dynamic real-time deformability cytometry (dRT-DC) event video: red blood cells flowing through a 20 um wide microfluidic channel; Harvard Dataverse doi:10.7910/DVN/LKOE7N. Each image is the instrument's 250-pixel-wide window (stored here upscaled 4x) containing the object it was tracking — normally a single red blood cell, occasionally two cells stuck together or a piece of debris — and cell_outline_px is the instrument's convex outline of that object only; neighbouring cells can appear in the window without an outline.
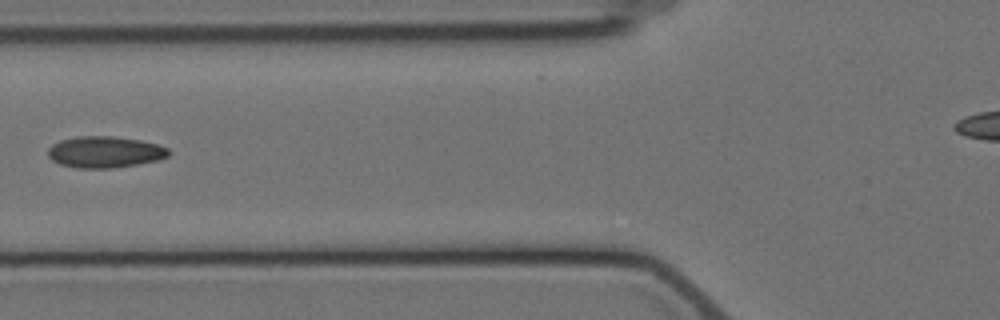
{"species": "Egyptian fruit bat (a non-hibernating species)", "species_latin": "Rousettus aegyptiacus", "temperature_condition": "cold", "stored_images_in_passage": 9, "segment_of_instrument_passage": [1, 2], "camera_frame_rate_fps": 3000, "um_per_image_px": 0.085, "animal": {"sex": "female"}, "frame": {"image": 1, "passage_image": 6, "time_ms": 6.0, "image_size_px": [1000, 320], "cell_outline_px": [[172, 152], [168, 156], [160, 160], [112, 168], [76, 168], [60, 164], [52, 160], [48, 156], [48, 148], [52, 144], [60, 140], [76, 136], [112, 136], [140, 140], [156, 144], [168, 148]], "centroid_in_image_um": [8.91, 12.92], "position_along_channel_um": 116.9, "area_um2": 22.2}}
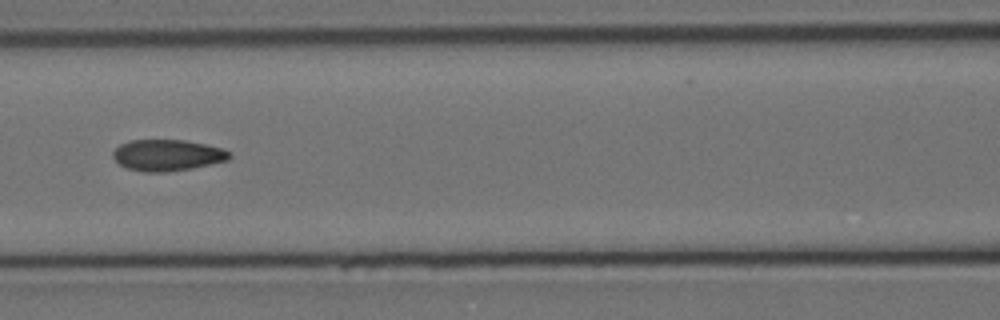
{"frame": {"image": 2, "passage_image": 7, "time_ms": 7.0, "image_size_px": [1000, 320], "cell_outline_px": [[232, 156], [228, 160], [192, 168], [168, 172], [144, 172], [128, 168], [120, 164], [112, 156], [112, 152], [120, 144], [128, 140], [184, 140], [224, 148]], "centroid_in_image_um": [14.22, 13.19], "position_along_channel_um": 152.4, "area_um2": 21.21}}
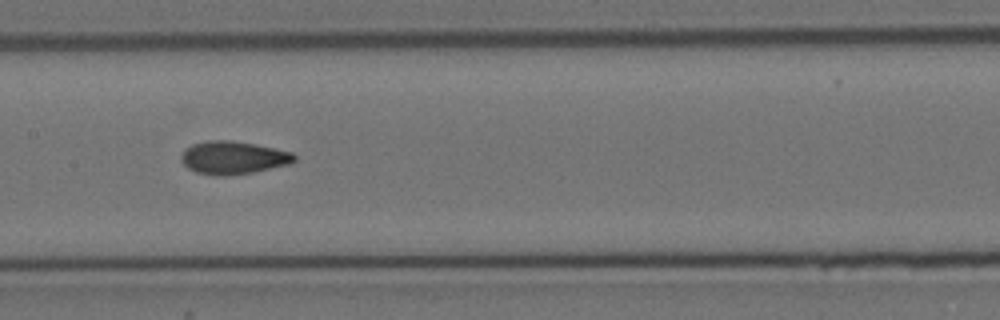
{"frame": {"image": 3, "passage_image": 8, "time_ms": 8.0, "image_size_px": [1000, 320], "cell_outline_px": [[296, 160], [292, 164], [252, 172], [224, 176], [216, 176], [196, 172], [188, 168], [180, 160], [180, 156], [184, 148], [192, 144], [208, 140], [232, 140], [256, 144], [276, 148], [292, 152], [296, 156]], "centroid_in_image_um": [19.82, 13.39], "position_along_channel_um": 187.6, "area_um2": 22.02}}